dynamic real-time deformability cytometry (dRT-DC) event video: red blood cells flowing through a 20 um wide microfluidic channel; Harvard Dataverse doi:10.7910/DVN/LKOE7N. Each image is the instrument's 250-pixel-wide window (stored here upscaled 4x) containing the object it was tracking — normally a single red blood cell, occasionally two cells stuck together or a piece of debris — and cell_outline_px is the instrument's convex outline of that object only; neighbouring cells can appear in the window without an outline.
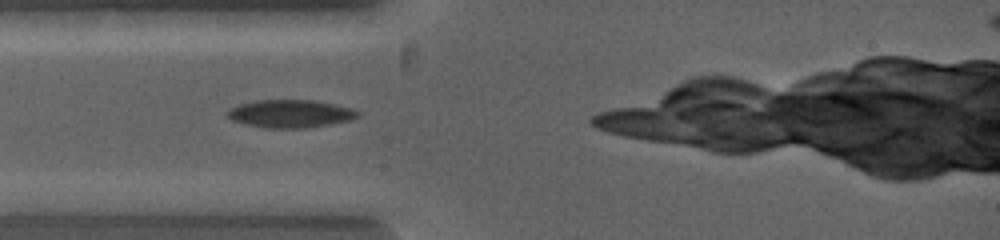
{"species": "common noctule bat (a hibernating species)", "species_latin": "Nyctalus noctula", "temperature_condition": "warm", "stored_images_in_passage": 5, "camera_frame_rate_fps": 5000, "um_per_image_px": 0.085, "animal": {"sex": "female", "body_mass_g": 19.0, "forearm_length_mm": 53.3}, "frame": {"image": 1, "passage_image": 2, "time_ms": 0.2, "image_size_px": [1000, 240], "cell_outline_px": [[360, 116], [352, 120], [332, 124], [308, 128], [264, 128], [244, 124], [232, 120], [224, 112], [240, 104], [260, 100], [312, 100], [352, 108], [360, 112]], "centroid_in_image_um": [24.71, 9.68], "position_along_channel_um": 60.3, "area_um2": 21.27}}